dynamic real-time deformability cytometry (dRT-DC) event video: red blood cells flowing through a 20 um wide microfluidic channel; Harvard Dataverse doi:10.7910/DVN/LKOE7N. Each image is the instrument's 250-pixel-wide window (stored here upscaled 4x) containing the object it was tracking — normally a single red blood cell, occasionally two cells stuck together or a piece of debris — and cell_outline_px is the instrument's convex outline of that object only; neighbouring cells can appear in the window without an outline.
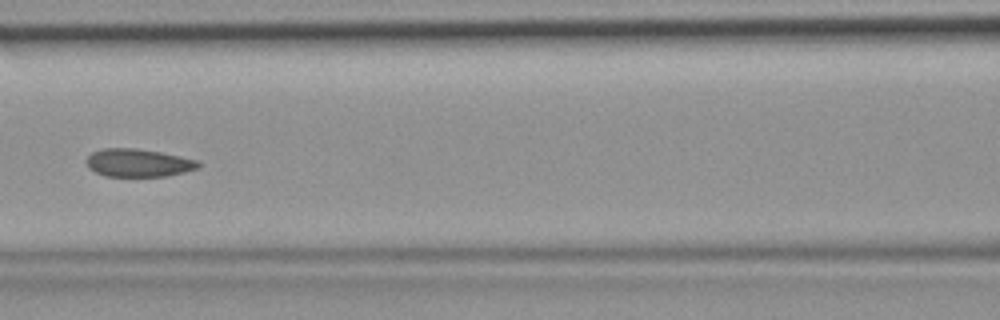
{"species": "common noctule bat (a hibernating species)", "species_latin": "Nyctalus noctula", "temperature_condition": "room temperature", "stored_images_in_passage": 8, "camera_frame_rate_fps": 3000, "um_per_image_px": 0.085, "animal": {"sex": "female", "body_mass_g": 19.9}, "frame": {"image": 1, "passage_image": 6, "time_ms": 1.667, "image_size_px": [1000, 320], "cell_outline_px": [[200, 164], [196, 168], [168, 176], [104, 176], [88, 168], [84, 160], [92, 152], [100, 148], [136, 148], [160, 152], [200, 160]], "centroid_in_image_um": [11.71, 13.83], "position_along_channel_um": 154.9, "area_um2": 18.32}}